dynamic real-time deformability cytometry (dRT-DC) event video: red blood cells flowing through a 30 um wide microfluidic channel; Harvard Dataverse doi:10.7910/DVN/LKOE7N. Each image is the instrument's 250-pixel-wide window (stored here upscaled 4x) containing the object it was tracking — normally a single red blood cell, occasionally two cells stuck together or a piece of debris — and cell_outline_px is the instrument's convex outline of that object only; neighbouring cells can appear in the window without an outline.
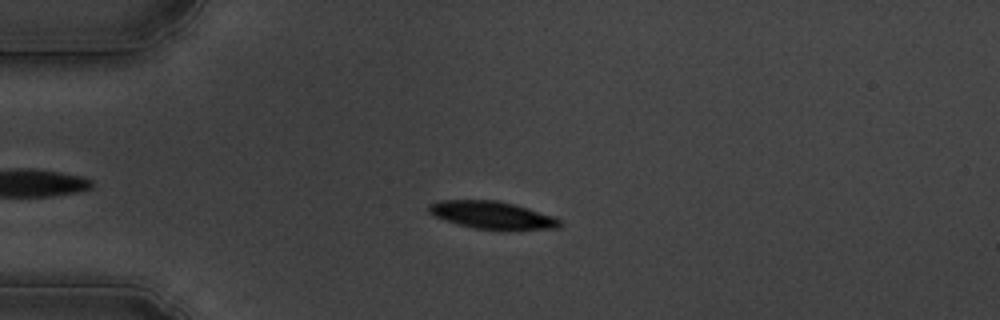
{"species": "common noctule bat (a hibernating species)", "species_latin": "Nyctalus noctula", "temperature_condition": "cold", "stored_images_in_passage": 56, "camera_frame_rate_fps": 3000, "um_per_image_px": 0.085, "animal": {"sex": "male", "body_mass_g": 19.5, "forearm_length_mm": 54.6}, "frame": {"image": 1, "passage_image": 14, "time_ms": 4.333, "image_size_px": [1000, 320], "cell_outline_px": [[564, 224], [560, 228], [476, 228], [456, 224], [444, 220], [428, 212], [428, 204], [440, 200], [496, 200], [512, 204], [552, 216], [560, 220]], "centroid_in_image_um": [41.75, 18.26], "position_along_channel_um": 43.2, "area_um2": 20.29}}
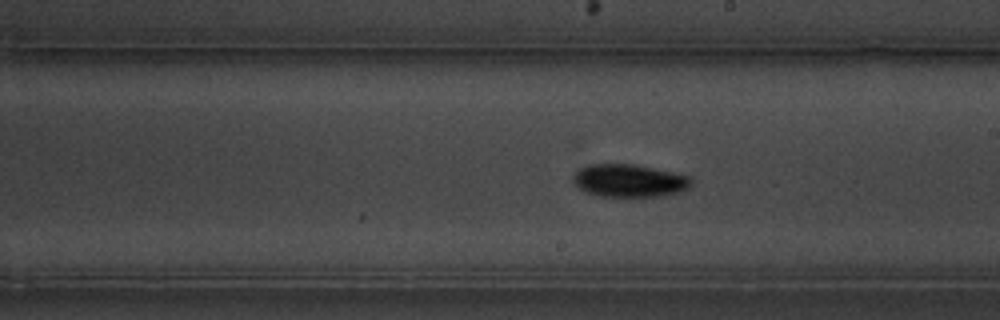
{"frame": {"image": 2, "passage_image": 32, "time_ms": 10.333, "image_size_px": [1000, 320], "cell_outline_px": [[692, 184], [688, 188], [680, 192], [660, 196], [600, 196], [584, 192], [572, 180], [572, 172], [588, 164], [636, 164], [672, 172], [688, 176], [692, 180]], "centroid_in_image_um": [53.45, 15.35], "position_along_channel_um": 235.6, "area_um2": 22.66}}
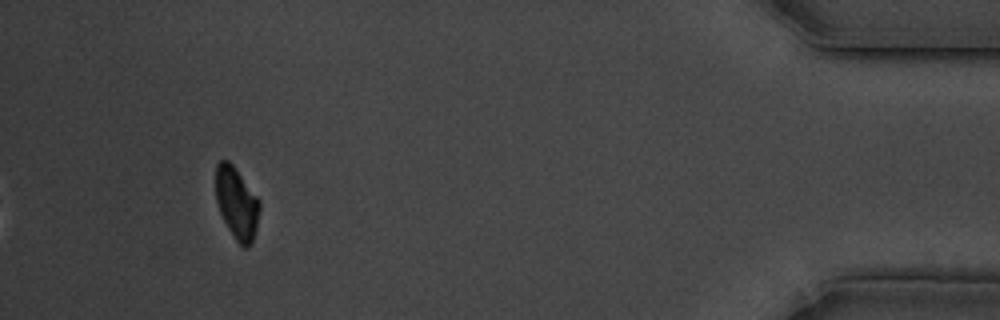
{"frame": {"image": 3, "passage_image": 52, "time_ms": 17.0, "image_size_px": [1000, 320], "cell_outline_px": [[260, 208], [256, 228], [252, 240], [248, 248], [244, 248], [236, 240], [228, 228], [220, 212], [216, 200], [216, 164], [220, 160], [228, 160], [232, 164], [260, 200]], "centroid_in_image_um": [20.12, 17.25], "position_along_channel_um": 415.1, "area_um2": 18.15}, "authors_computed_cell_mechanics": {"area_um2": 20.9525, "velocity_mm_per_s": 3.6159, "shape_relaxation_time_tau1_ms": 3.0524, "shape_relaxation_time_tau2_ms": null, "deformation_change_tau1": 0.1228, "deformation_change_tau2": null}}